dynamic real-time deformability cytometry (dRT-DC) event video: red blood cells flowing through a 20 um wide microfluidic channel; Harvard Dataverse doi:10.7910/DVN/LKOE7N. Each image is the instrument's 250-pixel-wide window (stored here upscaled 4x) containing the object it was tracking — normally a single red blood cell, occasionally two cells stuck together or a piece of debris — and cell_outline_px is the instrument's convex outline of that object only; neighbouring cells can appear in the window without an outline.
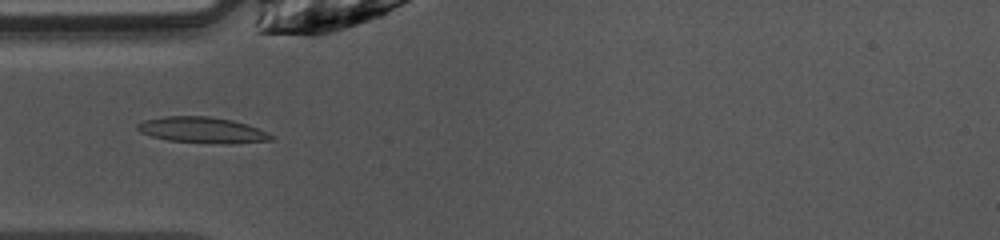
{"species": "common noctule bat (a hibernating species)", "species_latin": "Nyctalus noctula", "temperature_condition": "warm", "stored_images_in_passage": 41, "camera_frame_rate_fps": 3000, "um_per_image_px": 0.085, "animal": {"sex": "female", "body_mass_g": 10.0, "forearm_length_mm": 53.1}, "frame": {"image": 1, "passage_image": 7, "time_ms": 2.0, "image_size_px": [1000, 240], "cell_outline_px": [[276, 140], [232, 144], [224, 144], [168, 140], [152, 136], [140, 132], [136, 128], [136, 124], [144, 120], [164, 116], [208, 116], [232, 120], [268, 132], [276, 136]], "centroid_in_image_um": [17.23, 11.06], "position_along_channel_um": 67.8, "area_um2": 20.29}}
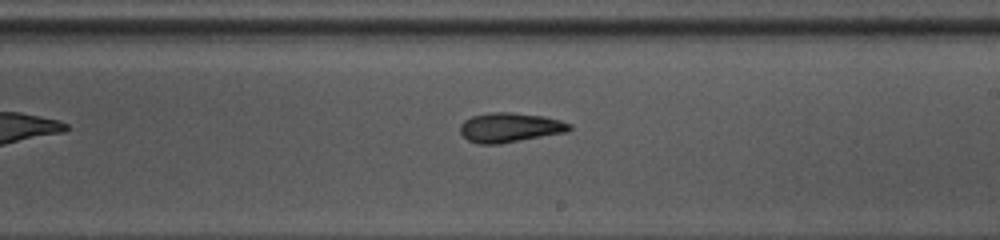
{"frame": {"image": 2, "passage_image": 20, "time_ms": 6.333, "image_size_px": [1000, 240], "cell_outline_px": [[572, 128], [568, 132], [500, 144], [480, 144], [468, 140], [460, 132], [460, 124], [464, 120], [472, 116], [488, 112], [512, 112], [544, 116], [560, 120], [572, 124]], "centroid_in_image_um": [43.36, 10.83], "position_along_channel_um": 245.6, "area_um2": 19.02}}
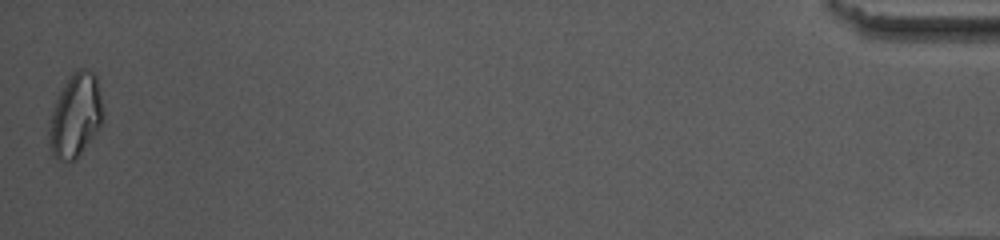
{"frame": {"image": 3, "passage_image": 41, "time_ms": 13.333, "image_size_px": [1000, 240], "cell_outline_px": [[104, 120], [100, 128], [80, 152], [72, 160], [60, 160], [52, 156], [48, 144], [48, 132], [52, 112], [56, 100], [64, 84], [72, 72], [80, 68], [88, 68], [96, 76], [104, 112]], "centroid_in_image_um": [6.42, 9.8], "position_along_channel_um": 428.8, "area_um2": 26.18}, "authors_computed_cell_mechanics": {"area_um2": 19.1318, "velocity_mm_per_s": 4.0744, "shape_relaxation_time_tau1_ms": 6.3632, "shape_relaxation_time_tau2_ms": 6.8239, "deformation_change_tau1": 0.1935, "deformation_change_tau2": 0.1433}}